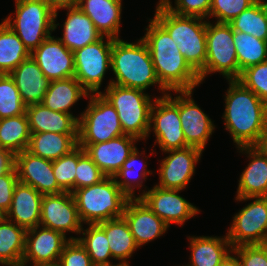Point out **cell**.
Instances as JSON below:
<instances>
[{"label": "cell", "mask_w": 267, "mask_h": 266, "mask_svg": "<svg viewBox=\"0 0 267 266\" xmlns=\"http://www.w3.org/2000/svg\"><path fill=\"white\" fill-rule=\"evenodd\" d=\"M63 9H67L68 13L63 25V36L59 39L67 49L74 52L102 37L92 20L78 6Z\"/></svg>", "instance_id": "obj_27"}, {"label": "cell", "mask_w": 267, "mask_h": 266, "mask_svg": "<svg viewBox=\"0 0 267 266\" xmlns=\"http://www.w3.org/2000/svg\"><path fill=\"white\" fill-rule=\"evenodd\" d=\"M9 75L14 79L26 106L42 103L51 81L31 56L20 63Z\"/></svg>", "instance_id": "obj_23"}, {"label": "cell", "mask_w": 267, "mask_h": 266, "mask_svg": "<svg viewBox=\"0 0 267 266\" xmlns=\"http://www.w3.org/2000/svg\"><path fill=\"white\" fill-rule=\"evenodd\" d=\"M57 266H94L85 247L78 239L69 240L59 257Z\"/></svg>", "instance_id": "obj_45"}, {"label": "cell", "mask_w": 267, "mask_h": 266, "mask_svg": "<svg viewBox=\"0 0 267 266\" xmlns=\"http://www.w3.org/2000/svg\"><path fill=\"white\" fill-rule=\"evenodd\" d=\"M18 182V174L15 167L11 171L0 176V213L3 216L10 208L13 192Z\"/></svg>", "instance_id": "obj_47"}, {"label": "cell", "mask_w": 267, "mask_h": 266, "mask_svg": "<svg viewBox=\"0 0 267 266\" xmlns=\"http://www.w3.org/2000/svg\"><path fill=\"white\" fill-rule=\"evenodd\" d=\"M137 138L130 135L115 137L96 144H78L91 157L106 177H114L133 152Z\"/></svg>", "instance_id": "obj_20"}, {"label": "cell", "mask_w": 267, "mask_h": 266, "mask_svg": "<svg viewBox=\"0 0 267 266\" xmlns=\"http://www.w3.org/2000/svg\"><path fill=\"white\" fill-rule=\"evenodd\" d=\"M78 146V134L31 133L27 151L47 160H57Z\"/></svg>", "instance_id": "obj_28"}, {"label": "cell", "mask_w": 267, "mask_h": 266, "mask_svg": "<svg viewBox=\"0 0 267 266\" xmlns=\"http://www.w3.org/2000/svg\"><path fill=\"white\" fill-rule=\"evenodd\" d=\"M16 17L9 15L4 22L17 34L31 53L59 24H55V11L45 0H15Z\"/></svg>", "instance_id": "obj_7"}, {"label": "cell", "mask_w": 267, "mask_h": 266, "mask_svg": "<svg viewBox=\"0 0 267 266\" xmlns=\"http://www.w3.org/2000/svg\"><path fill=\"white\" fill-rule=\"evenodd\" d=\"M154 19L169 33L185 60L199 74L204 69L207 56V21L173 13L160 1Z\"/></svg>", "instance_id": "obj_4"}, {"label": "cell", "mask_w": 267, "mask_h": 266, "mask_svg": "<svg viewBox=\"0 0 267 266\" xmlns=\"http://www.w3.org/2000/svg\"><path fill=\"white\" fill-rule=\"evenodd\" d=\"M257 0H211L209 17L218 19L217 23H230L241 12Z\"/></svg>", "instance_id": "obj_43"}, {"label": "cell", "mask_w": 267, "mask_h": 266, "mask_svg": "<svg viewBox=\"0 0 267 266\" xmlns=\"http://www.w3.org/2000/svg\"><path fill=\"white\" fill-rule=\"evenodd\" d=\"M26 230L6 217L0 218V264L16 266L22 261Z\"/></svg>", "instance_id": "obj_32"}, {"label": "cell", "mask_w": 267, "mask_h": 266, "mask_svg": "<svg viewBox=\"0 0 267 266\" xmlns=\"http://www.w3.org/2000/svg\"><path fill=\"white\" fill-rule=\"evenodd\" d=\"M78 162V146L66 155L53 161V173L58 186L64 192L75 191L76 167Z\"/></svg>", "instance_id": "obj_40"}, {"label": "cell", "mask_w": 267, "mask_h": 266, "mask_svg": "<svg viewBox=\"0 0 267 266\" xmlns=\"http://www.w3.org/2000/svg\"><path fill=\"white\" fill-rule=\"evenodd\" d=\"M18 181L32 186L39 193L59 194L64 192L53 173V161L32 155L27 150L15 155Z\"/></svg>", "instance_id": "obj_19"}, {"label": "cell", "mask_w": 267, "mask_h": 266, "mask_svg": "<svg viewBox=\"0 0 267 266\" xmlns=\"http://www.w3.org/2000/svg\"><path fill=\"white\" fill-rule=\"evenodd\" d=\"M255 147L258 148L262 153H264L267 156V120L265 128Z\"/></svg>", "instance_id": "obj_50"}, {"label": "cell", "mask_w": 267, "mask_h": 266, "mask_svg": "<svg viewBox=\"0 0 267 266\" xmlns=\"http://www.w3.org/2000/svg\"><path fill=\"white\" fill-rule=\"evenodd\" d=\"M179 189H163L155 185L137 196L168 226L170 223L183 225L186 220L194 217L199 209L178 195Z\"/></svg>", "instance_id": "obj_15"}, {"label": "cell", "mask_w": 267, "mask_h": 266, "mask_svg": "<svg viewBox=\"0 0 267 266\" xmlns=\"http://www.w3.org/2000/svg\"><path fill=\"white\" fill-rule=\"evenodd\" d=\"M219 266H241L238 256L230 255V253L224 258Z\"/></svg>", "instance_id": "obj_51"}, {"label": "cell", "mask_w": 267, "mask_h": 266, "mask_svg": "<svg viewBox=\"0 0 267 266\" xmlns=\"http://www.w3.org/2000/svg\"><path fill=\"white\" fill-rule=\"evenodd\" d=\"M233 42L236 49L239 76L241 71L247 67L267 60V41L257 39L244 32L233 31Z\"/></svg>", "instance_id": "obj_36"}, {"label": "cell", "mask_w": 267, "mask_h": 266, "mask_svg": "<svg viewBox=\"0 0 267 266\" xmlns=\"http://www.w3.org/2000/svg\"><path fill=\"white\" fill-rule=\"evenodd\" d=\"M105 266H129V264H126V263H119V264H116V265H105Z\"/></svg>", "instance_id": "obj_53"}, {"label": "cell", "mask_w": 267, "mask_h": 266, "mask_svg": "<svg viewBox=\"0 0 267 266\" xmlns=\"http://www.w3.org/2000/svg\"><path fill=\"white\" fill-rule=\"evenodd\" d=\"M123 217L138 247L160 237L169 227L140 198L127 201Z\"/></svg>", "instance_id": "obj_21"}, {"label": "cell", "mask_w": 267, "mask_h": 266, "mask_svg": "<svg viewBox=\"0 0 267 266\" xmlns=\"http://www.w3.org/2000/svg\"><path fill=\"white\" fill-rule=\"evenodd\" d=\"M238 149L252 159L240 175L236 198L267 196V156L255 146Z\"/></svg>", "instance_id": "obj_24"}, {"label": "cell", "mask_w": 267, "mask_h": 266, "mask_svg": "<svg viewBox=\"0 0 267 266\" xmlns=\"http://www.w3.org/2000/svg\"><path fill=\"white\" fill-rule=\"evenodd\" d=\"M75 190L99 183L106 176L92 161L85 150L78 145V162L76 167Z\"/></svg>", "instance_id": "obj_42"}, {"label": "cell", "mask_w": 267, "mask_h": 266, "mask_svg": "<svg viewBox=\"0 0 267 266\" xmlns=\"http://www.w3.org/2000/svg\"><path fill=\"white\" fill-rule=\"evenodd\" d=\"M31 132L27 114L0 119V148L14 155L27 150Z\"/></svg>", "instance_id": "obj_33"}, {"label": "cell", "mask_w": 267, "mask_h": 266, "mask_svg": "<svg viewBox=\"0 0 267 266\" xmlns=\"http://www.w3.org/2000/svg\"><path fill=\"white\" fill-rule=\"evenodd\" d=\"M82 224L72 193L43 195L40 226L60 232L66 237V232L80 234Z\"/></svg>", "instance_id": "obj_14"}, {"label": "cell", "mask_w": 267, "mask_h": 266, "mask_svg": "<svg viewBox=\"0 0 267 266\" xmlns=\"http://www.w3.org/2000/svg\"><path fill=\"white\" fill-rule=\"evenodd\" d=\"M179 96L167 95L179 106V116L186 143L189 147L204 150L208 138L214 132L215 126L196 102L191 98L192 90L175 91Z\"/></svg>", "instance_id": "obj_13"}, {"label": "cell", "mask_w": 267, "mask_h": 266, "mask_svg": "<svg viewBox=\"0 0 267 266\" xmlns=\"http://www.w3.org/2000/svg\"><path fill=\"white\" fill-rule=\"evenodd\" d=\"M15 167V155L3 148H0V176L11 171Z\"/></svg>", "instance_id": "obj_48"}, {"label": "cell", "mask_w": 267, "mask_h": 266, "mask_svg": "<svg viewBox=\"0 0 267 266\" xmlns=\"http://www.w3.org/2000/svg\"><path fill=\"white\" fill-rule=\"evenodd\" d=\"M139 151L137 148L133 150V152L129 155L127 160L123 163L122 168L115 174L113 177L117 183V185L120 187L121 191L129 198V199H134L136 196L134 195V189L137 187H142L143 179H147L146 177L148 174H152L151 171L146 169V162L142 165L141 172L139 171V177L138 175L135 176L136 172V164H138V156H139ZM136 169V170H135ZM151 172V173H150ZM133 174V175H132ZM120 180H117V179ZM123 178V180H122ZM138 178V179H137ZM134 179V180H133ZM141 179V180H140ZM138 180V181H137ZM137 183H136V182ZM135 184V185H134ZM135 196V197H134Z\"/></svg>", "instance_id": "obj_38"}, {"label": "cell", "mask_w": 267, "mask_h": 266, "mask_svg": "<svg viewBox=\"0 0 267 266\" xmlns=\"http://www.w3.org/2000/svg\"><path fill=\"white\" fill-rule=\"evenodd\" d=\"M55 11V19L58 9L77 7L80 0H45Z\"/></svg>", "instance_id": "obj_49"}, {"label": "cell", "mask_w": 267, "mask_h": 266, "mask_svg": "<svg viewBox=\"0 0 267 266\" xmlns=\"http://www.w3.org/2000/svg\"><path fill=\"white\" fill-rule=\"evenodd\" d=\"M122 0H80L79 9L104 37L119 38Z\"/></svg>", "instance_id": "obj_26"}, {"label": "cell", "mask_w": 267, "mask_h": 266, "mask_svg": "<svg viewBox=\"0 0 267 266\" xmlns=\"http://www.w3.org/2000/svg\"><path fill=\"white\" fill-rule=\"evenodd\" d=\"M90 95L75 79L52 80L44 96L42 104L50 110L71 114L69 110L81 97Z\"/></svg>", "instance_id": "obj_30"}, {"label": "cell", "mask_w": 267, "mask_h": 266, "mask_svg": "<svg viewBox=\"0 0 267 266\" xmlns=\"http://www.w3.org/2000/svg\"><path fill=\"white\" fill-rule=\"evenodd\" d=\"M189 248L192 250L190 265L187 266H219L224 258L232 253L233 247L227 235L221 237L193 236ZM228 247V248H227Z\"/></svg>", "instance_id": "obj_29"}, {"label": "cell", "mask_w": 267, "mask_h": 266, "mask_svg": "<svg viewBox=\"0 0 267 266\" xmlns=\"http://www.w3.org/2000/svg\"><path fill=\"white\" fill-rule=\"evenodd\" d=\"M206 49L205 66L199 73L201 83L206 75L213 72H220L228 81L239 78V66L233 42V30L229 24L216 22L213 25L207 21Z\"/></svg>", "instance_id": "obj_9"}, {"label": "cell", "mask_w": 267, "mask_h": 266, "mask_svg": "<svg viewBox=\"0 0 267 266\" xmlns=\"http://www.w3.org/2000/svg\"><path fill=\"white\" fill-rule=\"evenodd\" d=\"M83 229L80 232L83 237H79L78 240L85 247L93 265H112L109 259L113 258L104 230L98 224H89L87 229Z\"/></svg>", "instance_id": "obj_37"}, {"label": "cell", "mask_w": 267, "mask_h": 266, "mask_svg": "<svg viewBox=\"0 0 267 266\" xmlns=\"http://www.w3.org/2000/svg\"><path fill=\"white\" fill-rule=\"evenodd\" d=\"M255 199L234 217L227 238L232 247L263 245L267 240V196L236 198L239 201Z\"/></svg>", "instance_id": "obj_11"}, {"label": "cell", "mask_w": 267, "mask_h": 266, "mask_svg": "<svg viewBox=\"0 0 267 266\" xmlns=\"http://www.w3.org/2000/svg\"><path fill=\"white\" fill-rule=\"evenodd\" d=\"M223 115L226 130L239 147L255 146L265 128L267 103L238 80H229Z\"/></svg>", "instance_id": "obj_2"}, {"label": "cell", "mask_w": 267, "mask_h": 266, "mask_svg": "<svg viewBox=\"0 0 267 266\" xmlns=\"http://www.w3.org/2000/svg\"><path fill=\"white\" fill-rule=\"evenodd\" d=\"M160 2L171 12L184 15L193 16L203 19L209 17L211 0H175V7H173L170 0H160Z\"/></svg>", "instance_id": "obj_44"}, {"label": "cell", "mask_w": 267, "mask_h": 266, "mask_svg": "<svg viewBox=\"0 0 267 266\" xmlns=\"http://www.w3.org/2000/svg\"><path fill=\"white\" fill-rule=\"evenodd\" d=\"M105 232L108 239L112 258L118 259L121 263L128 264L126 261L138 249L134 236L130 232L125 218L117 217L107 221L97 223Z\"/></svg>", "instance_id": "obj_31"}, {"label": "cell", "mask_w": 267, "mask_h": 266, "mask_svg": "<svg viewBox=\"0 0 267 266\" xmlns=\"http://www.w3.org/2000/svg\"><path fill=\"white\" fill-rule=\"evenodd\" d=\"M26 105L9 74H0V119L26 113Z\"/></svg>", "instance_id": "obj_39"}, {"label": "cell", "mask_w": 267, "mask_h": 266, "mask_svg": "<svg viewBox=\"0 0 267 266\" xmlns=\"http://www.w3.org/2000/svg\"><path fill=\"white\" fill-rule=\"evenodd\" d=\"M78 125V144H96L124 135L119 116L101 94H91Z\"/></svg>", "instance_id": "obj_8"}, {"label": "cell", "mask_w": 267, "mask_h": 266, "mask_svg": "<svg viewBox=\"0 0 267 266\" xmlns=\"http://www.w3.org/2000/svg\"><path fill=\"white\" fill-rule=\"evenodd\" d=\"M78 237L66 238L62 233L40 225L26 230L22 261L57 266L65 244Z\"/></svg>", "instance_id": "obj_16"}, {"label": "cell", "mask_w": 267, "mask_h": 266, "mask_svg": "<svg viewBox=\"0 0 267 266\" xmlns=\"http://www.w3.org/2000/svg\"><path fill=\"white\" fill-rule=\"evenodd\" d=\"M16 266H28V264H27V262L21 261ZM33 266H53V265H50V264H33Z\"/></svg>", "instance_id": "obj_52"}, {"label": "cell", "mask_w": 267, "mask_h": 266, "mask_svg": "<svg viewBox=\"0 0 267 266\" xmlns=\"http://www.w3.org/2000/svg\"><path fill=\"white\" fill-rule=\"evenodd\" d=\"M30 56L50 81L75 75L74 54L59 38L50 35L30 53Z\"/></svg>", "instance_id": "obj_18"}, {"label": "cell", "mask_w": 267, "mask_h": 266, "mask_svg": "<svg viewBox=\"0 0 267 266\" xmlns=\"http://www.w3.org/2000/svg\"><path fill=\"white\" fill-rule=\"evenodd\" d=\"M149 129V134L154 132L155 144L158 143L163 152L189 147L182 131L179 106L167 93H164L161 98H154Z\"/></svg>", "instance_id": "obj_12"}, {"label": "cell", "mask_w": 267, "mask_h": 266, "mask_svg": "<svg viewBox=\"0 0 267 266\" xmlns=\"http://www.w3.org/2000/svg\"><path fill=\"white\" fill-rule=\"evenodd\" d=\"M104 36L94 43L88 44L73 52L75 79L88 92L99 94L106 70L111 67V51L113 38Z\"/></svg>", "instance_id": "obj_10"}, {"label": "cell", "mask_w": 267, "mask_h": 266, "mask_svg": "<svg viewBox=\"0 0 267 266\" xmlns=\"http://www.w3.org/2000/svg\"><path fill=\"white\" fill-rule=\"evenodd\" d=\"M110 69L116 79H112L109 85L116 84L145 91L149 86L159 84L158 88L162 93L167 91L158 81L150 51L142 38L137 43L114 39Z\"/></svg>", "instance_id": "obj_3"}, {"label": "cell", "mask_w": 267, "mask_h": 266, "mask_svg": "<svg viewBox=\"0 0 267 266\" xmlns=\"http://www.w3.org/2000/svg\"><path fill=\"white\" fill-rule=\"evenodd\" d=\"M79 217L85 224H97L122 217L129 198L113 177L76 189L73 193Z\"/></svg>", "instance_id": "obj_5"}, {"label": "cell", "mask_w": 267, "mask_h": 266, "mask_svg": "<svg viewBox=\"0 0 267 266\" xmlns=\"http://www.w3.org/2000/svg\"><path fill=\"white\" fill-rule=\"evenodd\" d=\"M228 24L233 31L244 32L267 41V1L257 0Z\"/></svg>", "instance_id": "obj_35"}, {"label": "cell", "mask_w": 267, "mask_h": 266, "mask_svg": "<svg viewBox=\"0 0 267 266\" xmlns=\"http://www.w3.org/2000/svg\"><path fill=\"white\" fill-rule=\"evenodd\" d=\"M30 57L17 34L4 22L0 24V74H10Z\"/></svg>", "instance_id": "obj_34"}, {"label": "cell", "mask_w": 267, "mask_h": 266, "mask_svg": "<svg viewBox=\"0 0 267 266\" xmlns=\"http://www.w3.org/2000/svg\"><path fill=\"white\" fill-rule=\"evenodd\" d=\"M101 94L117 111L124 135L146 139L150 131L151 109L154 104L144 90L110 84Z\"/></svg>", "instance_id": "obj_6"}, {"label": "cell", "mask_w": 267, "mask_h": 266, "mask_svg": "<svg viewBox=\"0 0 267 266\" xmlns=\"http://www.w3.org/2000/svg\"><path fill=\"white\" fill-rule=\"evenodd\" d=\"M142 37L150 51L160 84L169 91L192 90L201 83L199 74L180 53L169 33L153 18Z\"/></svg>", "instance_id": "obj_1"}, {"label": "cell", "mask_w": 267, "mask_h": 266, "mask_svg": "<svg viewBox=\"0 0 267 266\" xmlns=\"http://www.w3.org/2000/svg\"><path fill=\"white\" fill-rule=\"evenodd\" d=\"M237 80L267 103V60L247 67Z\"/></svg>", "instance_id": "obj_41"}, {"label": "cell", "mask_w": 267, "mask_h": 266, "mask_svg": "<svg viewBox=\"0 0 267 266\" xmlns=\"http://www.w3.org/2000/svg\"><path fill=\"white\" fill-rule=\"evenodd\" d=\"M31 133L78 134L80 117L46 108L42 103L26 107Z\"/></svg>", "instance_id": "obj_25"}, {"label": "cell", "mask_w": 267, "mask_h": 266, "mask_svg": "<svg viewBox=\"0 0 267 266\" xmlns=\"http://www.w3.org/2000/svg\"><path fill=\"white\" fill-rule=\"evenodd\" d=\"M202 150L195 147L169 150V156L164 158L159 168V184L163 189L183 190L190 182L195 165L200 160Z\"/></svg>", "instance_id": "obj_17"}, {"label": "cell", "mask_w": 267, "mask_h": 266, "mask_svg": "<svg viewBox=\"0 0 267 266\" xmlns=\"http://www.w3.org/2000/svg\"><path fill=\"white\" fill-rule=\"evenodd\" d=\"M42 199L43 194L32 186L18 182L10 208L4 217L25 230L32 229L40 225Z\"/></svg>", "instance_id": "obj_22"}, {"label": "cell", "mask_w": 267, "mask_h": 266, "mask_svg": "<svg viewBox=\"0 0 267 266\" xmlns=\"http://www.w3.org/2000/svg\"><path fill=\"white\" fill-rule=\"evenodd\" d=\"M241 266H267V247L263 245H241L233 247Z\"/></svg>", "instance_id": "obj_46"}]
</instances>
